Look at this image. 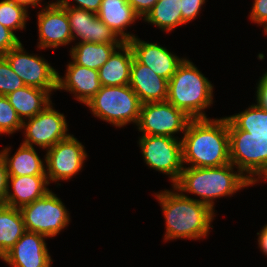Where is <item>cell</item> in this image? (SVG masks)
<instances>
[{
  "instance_id": "cell-1",
  "label": "cell",
  "mask_w": 267,
  "mask_h": 267,
  "mask_svg": "<svg viewBox=\"0 0 267 267\" xmlns=\"http://www.w3.org/2000/svg\"><path fill=\"white\" fill-rule=\"evenodd\" d=\"M181 141L183 164L188 167H219L230 163L226 116L191 119Z\"/></svg>"
},
{
  "instance_id": "cell-2",
  "label": "cell",
  "mask_w": 267,
  "mask_h": 267,
  "mask_svg": "<svg viewBox=\"0 0 267 267\" xmlns=\"http://www.w3.org/2000/svg\"><path fill=\"white\" fill-rule=\"evenodd\" d=\"M172 188L155 194L165 219L164 241L206 238L213 227L211 222L216 216L215 211L181 193L173 185Z\"/></svg>"
},
{
  "instance_id": "cell-3",
  "label": "cell",
  "mask_w": 267,
  "mask_h": 267,
  "mask_svg": "<svg viewBox=\"0 0 267 267\" xmlns=\"http://www.w3.org/2000/svg\"><path fill=\"white\" fill-rule=\"evenodd\" d=\"M229 163L219 167H187L181 172L179 180L173 185L181 193L198 195L199 202L213 211L216 198L231 197L252 183Z\"/></svg>"
},
{
  "instance_id": "cell-4",
  "label": "cell",
  "mask_w": 267,
  "mask_h": 267,
  "mask_svg": "<svg viewBox=\"0 0 267 267\" xmlns=\"http://www.w3.org/2000/svg\"><path fill=\"white\" fill-rule=\"evenodd\" d=\"M213 88L196 65L185 58L168 81L166 101L191 119L207 118L205 109L213 104Z\"/></svg>"
},
{
  "instance_id": "cell-5",
  "label": "cell",
  "mask_w": 267,
  "mask_h": 267,
  "mask_svg": "<svg viewBox=\"0 0 267 267\" xmlns=\"http://www.w3.org/2000/svg\"><path fill=\"white\" fill-rule=\"evenodd\" d=\"M94 117L116 127L137 125L142 103L129 85L102 86L85 104Z\"/></svg>"
},
{
  "instance_id": "cell-6",
  "label": "cell",
  "mask_w": 267,
  "mask_h": 267,
  "mask_svg": "<svg viewBox=\"0 0 267 267\" xmlns=\"http://www.w3.org/2000/svg\"><path fill=\"white\" fill-rule=\"evenodd\" d=\"M230 163L251 183L267 168V137H252L228 119Z\"/></svg>"
},
{
  "instance_id": "cell-7",
  "label": "cell",
  "mask_w": 267,
  "mask_h": 267,
  "mask_svg": "<svg viewBox=\"0 0 267 267\" xmlns=\"http://www.w3.org/2000/svg\"><path fill=\"white\" fill-rule=\"evenodd\" d=\"M26 231L55 237L70 223V213L57 195L48 191L43 197L20 208Z\"/></svg>"
},
{
  "instance_id": "cell-8",
  "label": "cell",
  "mask_w": 267,
  "mask_h": 267,
  "mask_svg": "<svg viewBox=\"0 0 267 267\" xmlns=\"http://www.w3.org/2000/svg\"><path fill=\"white\" fill-rule=\"evenodd\" d=\"M179 139V140H178ZM142 157L150 168L168 175L174 185L184 168L182 141L169 136L141 135L138 141Z\"/></svg>"
},
{
  "instance_id": "cell-9",
  "label": "cell",
  "mask_w": 267,
  "mask_h": 267,
  "mask_svg": "<svg viewBox=\"0 0 267 267\" xmlns=\"http://www.w3.org/2000/svg\"><path fill=\"white\" fill-rule=\"evenodd\" d=\"M191 118L171 103L149 102L141 106L137 129L142 135L175 137L177 133H185Z\"/></svg>"
},
{
  "instance_id": "cell-10",
  "label": "cell",
  "mask_w": 267,
  "mask_h": 267,
  "mask_svg": "<svg viewBox=\"0 0 267 267\" xmlns=\"http://www.w3.org/2000/svg\"><path fill=\"white\" fill-rule=\"evenodd\" d=\"M12 70L22 79L26 86L43 90H57V73L44 57L28 54L20 43L3 56Z\"/></svg>"
},
{
  "instance_id": "cell-11",
  "label": "cell",
  "mask_w": 267,
  "mask_h": 267,
  "mask_svg": "<svg viewBox=\"0 0 267 267\" xmlns=\"http://www.w3.org/2000/svg\"><path fill=\"white\" fill-rule=\"evenodd\" d=\"M25 138L22 144L47 150L59 141L67 138L68 123L63 113L50 103L44 110L32 118L23 121Z\"/></svg>"
},
{
  "instance_id": "cell-12",
  "label": "cell",
  "mask_w": 267,
  "mask_h": 267,
  "mask_svg": "<svg viewBox=\"0 0 267 267\" xmlns=\"http://www.w3.org/2000/svg\"><path fill=\"white\" fill-rule=\"evenodd\" d=\"M46 177L48 183L70 180L83 168L87 159L85 146L74 135L59 141L46 150Z\"/></svg>"
},
{
  "instance_id": "cell-13",
  "label": "cell",
  "mask_w": 267,
  "mask_h": 267,
  "mask_svg": "<svg viewBox=\"0 0 267 267\" xmlns=\"http://www.w3.org/2000/svg\"><path fill=\"white\" fill-rule=\"evenodd\" d=\"M39 49H56L73 42L72 32L66 10L56 1L41 8L37 15Z\"/></svg>"
},
{
  "instance_id": "cell-14",
  "label": "cell",
  "mask_w": 267,
  "mask_h": 267,
  "mask_svg": "<svg viewBox=\"0 0 267 267\" xmlns=\"http://www.w3.org/2000/svg\"><path fill=\"white\" fill-rule=\"evenodd\" d=\"M66 10L73 41L80 39L77 43H104L122 44L117 35L103 22L97 14L81 8L63 6Z\"/></svg>"
},
{
  "instance_id": "cell-15",
  "label": "cell",
  "mask_w": 267,
  "mask_h": 267,
  "mask_svg": "<svg viewBox=\"0 0 267 267\" xmlns=\"http://www.w3.org/2000/svg\"><path fill=\"white\" fill-rule=\"evenodd\" d=\"M45 235L26 231L1 258L11 267H51Z\"/></svg>"
},
{
  "instance_id": "cell-16",
  "label": "cell",
  "mask_w": 267,
  "mask_h": 267,
  "mask_svg": "<svg viewBox=\"0 0 267 267\" xmlns=\"http://www.w3.org/2000/svg\"><path fill=\"white\" fill-rule=\"evenodd\" d=\"M129 45L133 50L134 57L142 64L149 67L160 77L171 79L184 58L172 54L166 47L157 43H148L135 36Z\"/></svg>"
},
{
  "instance_id": "cell-17",
  "label": "cell",
  "mask_w": 267,
  "mask_h": 267,
  "mask_svg": "<svg viewBox=\"0 0 267 267\" xmlns=\"http://www.w3.org/2000/svg\"><path fill=\"white\" fill-rule=\"evenodd\" d=\"M101 87L98 70L80 66L73 61L67 64L64 77L57 73V90L73 93L75 99L83 104H86Z\"/></svg>"
},
{
  "instance_id": "cell-18",
  "label": "cell",
  "mask_w": 267,
  "mask_h": 267,
  "mask_svg": "<svg viewBox=\"0 0 267 267\" xmlns=\"http://www.w3.org/2000/svg\"><path fill=\"white\" fill-rule=\"evenodd\" d=\"M129 86L142 104L167 100L168 80L160 77L135 57L131 64Z\"/></svg>"
},
{
  "instance_id": "cell-19",
  "label": "cell",
  "mask_w": 267,
  "mask_h": 267,
  "mask_svg": "<svg viewBox=\"0 0 267 267\" xmlns=\"http://www.w3.org/2000/svg\"><path fill=\"white\" fill-rule=\"evenodd\" d=\"M97 16L123 43L136 36L127 32L126 28L141 19L127 0H102Z\"/></svg>"
},
{
  "instance_id": "cell-20",
  "label": "cell",
  "mask_w": 267,
  "mask_h": 267,
  "mask_svg": "<svg viewBox=\"0 0 267 267\" xmlns=\"http://www.w3.org/2000/svg\"><path fill=\"white\" fill-rule=\"evenodd\" d=\"M48 185L46 175L8 177L5 205L20 209L43 197L50 191Z\"/></svg>"
},
{
  "instance_id": "cell-21",
  "label": "cell",
  "mask_w": 267,
  "mask_h": 267,
  "mask_svg": "<svg viewBox=\"0 0 267 267\" xmlns=\"http://www.w3.org/2000/svg\"><path fill=\"white\" fill-rule=\"evenodd\" d=\"M134 58L133 50L128 42L122 43L98 69L102 86L129 85L130 69Z\"/></svg>"
},
{
  "instance_id": "cell-22",
  "label": "cell",
  "mask_w": 267,
  "mask_h": 267,
  "mask_svg": "<svg viewBox=\"0 0 267 267\" xmlns=\"http://www.w3.org/2000/svg\"><path fill=\"white\" fill-rule=\"evenodd\" d=\"M11 148L5 147L0 150L3 155L8 177L46 175V156L42 160L34 147L21 144L18 150L10 157Z\"/></svg>"
},
{
  "instance_id": "cell-23",
  "label": "cell",
  "mask_w": 267,
  "mask_h": 267,
  "mask_svg": "<svg viewBox=\"0 0 267 267\" xmlns=\"http://www.w3.org/2000/svg\"><path fill=\"white\" fill-rule=\"evenodd\" d=\"M51 94L49 91L41 88L25 85L23 88L17 89L6 97L23 122L26 119L34 117L52 103L50 98Z\"/></svg>"
},
{
  "instance_id": "cell-24",
  "label": "cell",
  "mask_w": 267,
  "mask_h": 267,
  "mask_svg": "<svg viewBox=\"0 0 267 267\" xmlns=\"http://www.w3.org/2000/svg\"><path fill=\"white\" fill-rule=\"evenodd\" d=\"M121 44L75 43L70 49L71 60L80 66L98 70Z\"/></svg>"
},
{
  "instance_id": "cell-25",
  "label": "cell",
  "mask_w": 267,
  "mask_h": 267,
  "mask_svg": "<svg viewBox=\"0 0 267 267\" xmlns=\"http://www.w3.org/2000/svg\"><path fill=\"white\" fill-rule=\"evenodd\" d=\"M26 232L19 208L0 206V259L14 246Z\"/></svg>"
},
{
  "instance_id": "cell-26",
  "label": "cell",
  "mask_w": 267,
  "mask_h": 267,
  "mask_svg": "<svg viewBox=\"0 0 267 267\" xmlns=\"http://www.w3.org/2000/svg\"><path fill=\"white\" fill-rule=\"evenodd\" d=\"M143 20L161 31L171 32L183 25L181 0H158Z\"/></svg>"
},
{
  "instance_id": "cell-27",
  "label": "cell",
  "mask_w": 267,
  "mask_h": 267,
  "mask_svg": "<svg viewBox=\"0 0 267 267\" xmlns=\"http://www.w3.org/2000/svg\"><path fill=\"white\" fill-rule=\"evenodd\" d=\"M239 130L250 133L252 137H267V110L258 104L227 117Z\"/></svg>"
},
{
  "instance_id": "cell-28",
  "label": "cell",
  "mask_w": 267,
  "mask_h": 267,
  "mask_svg": "<svg viewBox=\"0 0 267 267\" xmlns=\"http://www.w3.org/2000/svg\"><path fill=\"white\" fill-rule=\"evenodd\" d=\"M28 10L13 1H0V23L11 31L24 30L26 28Z\"/></svg>"
},
{
  "instance_id": "cell-29",
  "label": "cell",
  "mask_w": 267,
  "mask_h": 267,
  "mask_svg": "<svg viewBox=\"0 0 267 267\" xmlns=\"http://www.w3.org/2000/svg\"><path fill=\"white\" fill-rule=\"evenodd\" d=\"M23 122L4 95H0V134L8 135L22 130Z\"/></svg>"
},
{
  "instance_id": "cell-30",
  "label": "cell",
  "mask_w": 267,
  "mask_h": 267,
  "mask_svg": "<svg viewBox=\"0 0 267 267\" xmlns=\"http://www.w3.org/2000/svg\"><path fill=\"white\" fill-rule=\"evenodd\" d=\"M24 86V82L12 70L8 61L3 56H0V95L7 96Z\"/></svg>"
},
{
  "instance_id": "cell-31",
  "label": "cell",
  "mask_w": 267,
  "mask_h": 267,
  "mask_svg": "<svg viewBox=\"0 0 267 267\" xmlns=\"http://www.w3.org/2000/svg\"><path fill=\"white\" fill-rule=\"evenodd\" d=\"M206 0H181L183 25L195 20Z\"/></svg>"
},
{
  "instance_id": "cell-32",
  "label": "cell",
  "mask_w": 267,
  "mask_h": 267,
  "mask_svg": "<svg viewBox=\"0 0 267 267\" xmlns=\"http://www.w3.org/2000/svg\"><path fill=\"white\" fill-rule=\"evenodd\" d=\"M20 43L19 37L0 23V56H4L9 50L17 47Z\"/></svg>"
},
{
  "instance_id": "cell-33",
  "label": "cell",
  "mask_w": 267,
  "mask_h": 267,
  "mask_svg": "<svg viewBox=\"0 0 267 267\" xmlns=\"http://www.w3.org/2000/svg\"><path fill=\"white\" fill-rule=\"evenodd\" d=\"M250 18L255 24L263 26L264 32L267 31V0H254Z\"/></svg>"
},
{
  "instance_id": "cell-34",
  "label": "cell",
  "mask_w": 267,
  "mask_h": 267,
  "mask_svg": "<svg viewBox=\"0 0 267 267\" xmlns=\"http://www.w3.org/2000/svg\"><path fill=\"white\" fill-rule=\"evenodd\" d=\"M74 3L78 4V5H71L69 4L71 1L69 0H56V2L61 5V6H70L73 8H81V9H85L89 12L95 13L97 14L100 6H101V2L102 0H73Z\"/></svg>"
},
{
  "instance_id": "cell-35",
  "label": "cell",
  "mask_w": 267,
  "mask_h": 267,
  "mask_svg": "<svg viewBox=\"0 0 267 267\" xmlns=\"http://www.w3.org/2000/svg\"><path fill=\"white\" fill-rule=\"evenodd\" d=\"M8 188V172L6 162L0 152V206L5 205V198Z\"/></svg>"
},
{
  "instance_id": "cell-36",
  "label": "cell",
  "mask_w": 267,
  "mask_h": 267,
  "mask_svg": "<svg viewBox=\"0 0 267 267\" xmlns=\"http://www.w3.org/2000/svg\"><path fill=\"white\" fill-rule=\"evenodd\" d=\"M256 103L263 109L267 110V73L259 78L256 87Z\"/></svg>"
},
{
  "instance_id": "cell-37",
  "label": "cell",
  "mask_w": 267,
  "mask_h": 267,
  "mask_svg": "<svg viewBox=\"0 0 267 267\" xmlns=\"http://www.w3.org/2000/svg\"><path fill=\"white\" fill-rule=\"evenodd\" d=\"M158 0H127V2L133 7L134 11L144 18Z\"/></svg>"
},
{
  "instance_id": "cell-38",
  "label": "cell",
  "mask_w": 267,
  "mask_h": 267,
  "mask_svg": "<svg viewBox=\"0 0 267 267\" xmlns=\"http://www.w3.org/2000/svg\"><path fill=\"white\" fill-rule=\"evenodd\" d=\"M258 236V246L260 250L267 257V224L262 227V229L257 233Z\"/></svg>"
},
{
  "instance_id": "cell-39",
  "label": "cell",
  "mask_w": 267,
  "mask_h": 267,
  "mask_svg": "<svg viewBox=\"0 0 267 267\" xmlns=\"http://www.w3.org/2000/svg\"><path fill=\"white\" fill-rule=\"evenodd\" d=\"M9 1H13L19 5L24 6L26 9L29 8V6L36 8V7H40L41 6V1L43 0H9Z\"/></svg>"
},
{
  "instance_id": "cell-40",
  "label": "cell",
  "mask_w": 267,
  "mask_h": 267,
  "mask_svg": "<svg viewBox=\"0 0 267 267\" xmlns=\"http://www.w3.org/2000/svg\"><path fill=\"white\" fill-rule=\"evenodd\" d=\"M260 180H267V168L252 182V186L259 183Z\"/></svg>"
}]
</instances>
